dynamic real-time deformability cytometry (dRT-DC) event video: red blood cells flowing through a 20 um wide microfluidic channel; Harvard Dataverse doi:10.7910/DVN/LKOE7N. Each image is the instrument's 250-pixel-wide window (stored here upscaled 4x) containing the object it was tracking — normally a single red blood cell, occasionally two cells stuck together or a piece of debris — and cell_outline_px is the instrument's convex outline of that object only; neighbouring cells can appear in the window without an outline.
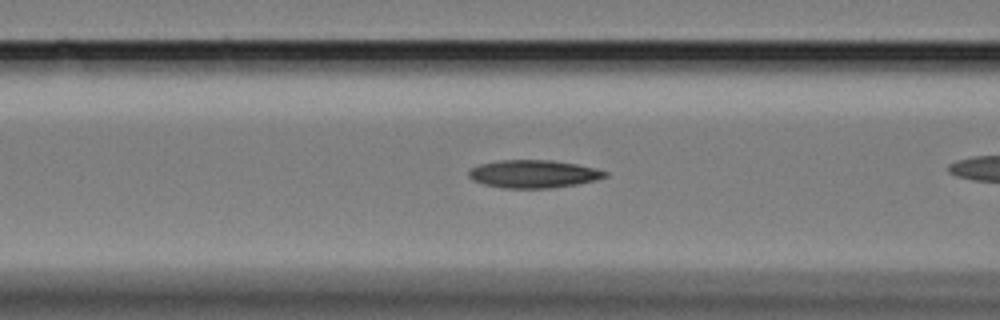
{"species": "Egyptian fruit bat (a non-hibernating species)", "species_latin": "Rousettus aegyptiacus", "temperature_condition": "cold", "stored_images_in_passage": 31, "camera_frame_rate_fps": 3000, "um_per_image_px": 0.085, "animal": {"sex": "female"}, "frame": {"image": 1, "passage_image": 7, "time_ms": 2.0, "image_size_px": [1000, 320], "cell_outline_px": [[608, 176], [596, 180], [576, 184], [552, 188], [500, 188], [484, 184], [472, 180], [468, 176], [468, 172], [472, 168], [480, 164], [500, 160], [552, 160], [576, 164], [596, 168], [608, 172]], "centroid_in_image_um": [45.35, 14.79], "position_along_channel_um": 121.2, "area_um2": 22.2}}
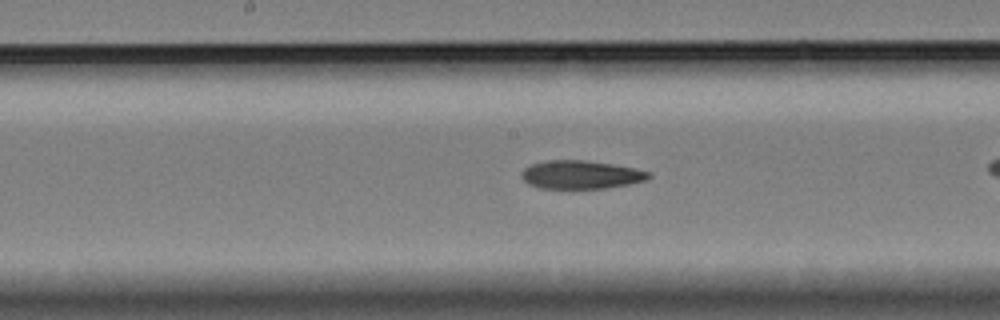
{"frame": {"image": 2, "passage_image": 14, "time_ms": 4.333, "image_size_px": [1000, 320], "cell_outline_px": [[652, 176], [644, 180], [628, 184], [604, 188], [540, 188], [528, 184], [520, 176], [520, 172], [524, 168], [532, 164], [548, 160], [584, 160], [612, 164], [652, 172]], "centroid_in_image_um": [49.34, 14.84], "position_along_channel_um": 198.9, "area_um2": 20.87}}
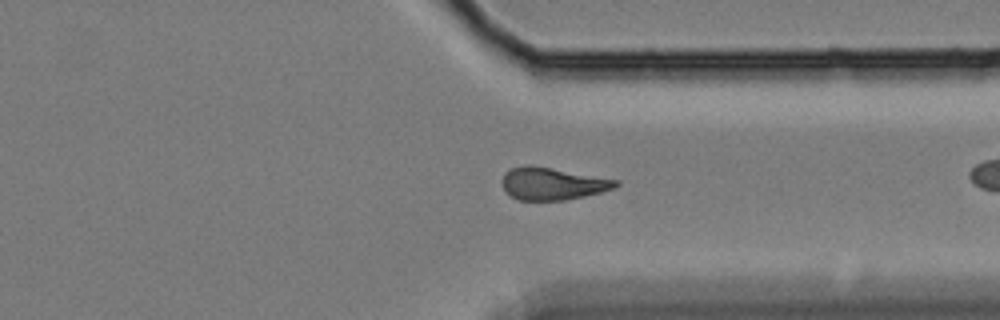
{"frame": {"image": 3, "passage_image": 29, "time_ms": 9.333, "image_size_px": [1000, 320], "cell_outline_px": [[620, 184], [616, 188], [584, 196], [564, 200], [520, 200], [512, 196], [504, 188], [504, 172], [508, 168], [528, 164], [620, 180]], "centroid_in_image_um": [47.0, 15.6], "position_along_channel_um": 364.4, "area_um2": 21.27}}